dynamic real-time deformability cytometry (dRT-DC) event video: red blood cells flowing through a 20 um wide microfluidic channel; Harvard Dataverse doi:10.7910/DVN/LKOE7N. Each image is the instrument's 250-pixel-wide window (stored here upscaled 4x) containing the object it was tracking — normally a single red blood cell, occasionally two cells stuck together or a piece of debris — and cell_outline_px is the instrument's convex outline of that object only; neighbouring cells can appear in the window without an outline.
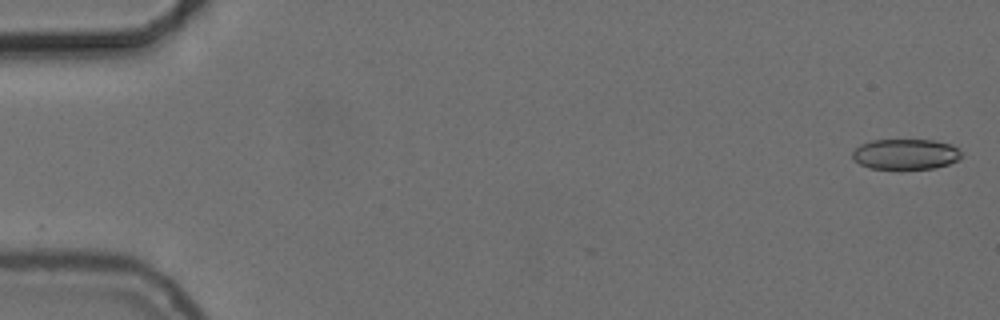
{"species": "common noctule bat (a hibernating species)", "species_latin": "Nyctalus noctula", "temperature_condition": "cold", "stored_images_in_passage": 14, "camera_frame_rate_fps": 3000, "um_per_image_px": 0.085, "animal": {"sex": "female", "body_mass_g": 24.6, "forearm_length_mm": 56.2}, "frame": {"image": 1, "passage_image": 1, "time_ms": 0.0, "image_size_px": [1000, 320], "cell_outline_px": [[964, 152], [956, 160], [948, 164], [936, 168], [868, 168], [860, 164], [852, 156], [852, 152], [860, 144], [872, 140], [936, 140], [948, 144]], "centroid_in_image_um": [76.97, 13.09], "position_along_channel_um": 8.0, "area_um2": 19.13}}